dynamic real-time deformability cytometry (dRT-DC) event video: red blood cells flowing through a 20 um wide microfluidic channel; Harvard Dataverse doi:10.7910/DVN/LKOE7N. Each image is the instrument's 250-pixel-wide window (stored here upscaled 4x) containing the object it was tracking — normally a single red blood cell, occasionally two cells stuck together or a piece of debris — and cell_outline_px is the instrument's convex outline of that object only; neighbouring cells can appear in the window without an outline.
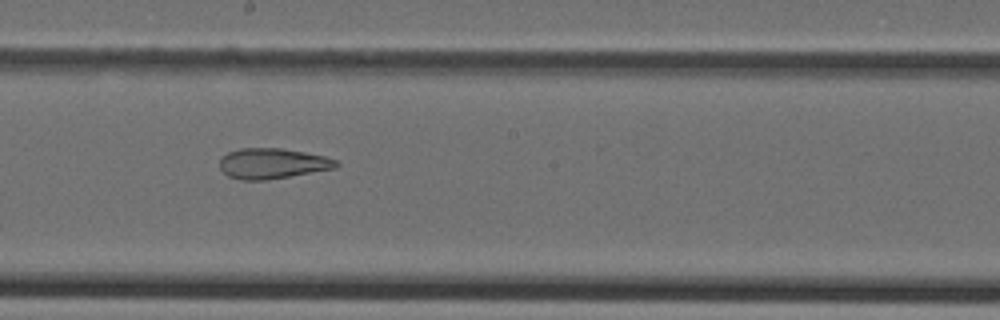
{"species": "Egyptian fruit bat (a non-hibernating species)", "species_latin": "Rousettus aegyptiacus", "temperature_condition": "cold", "stored_images_in_passage": 45, "camera_frame_rate_fps": 3000, "um_per_image_px": 0.085, "animal": {"sex": "female"}, "frame": {"image": 1, "passage_image": 25, "time_ms": 8.0, "image_size_px": [1000, 320], "cell_outline_px": [[340, 164], [336, 168], [264, 180], [240, 180], [228, 176], [220, 168], [220, 156], [228, 152], [240, 148], [280, 148], [304, 152], [324, 156], [340, 160]], "centroid_in_image_um": [23.15, 13.89], "position_along_channel_um": 225.0, "area_um2": 20.69}}
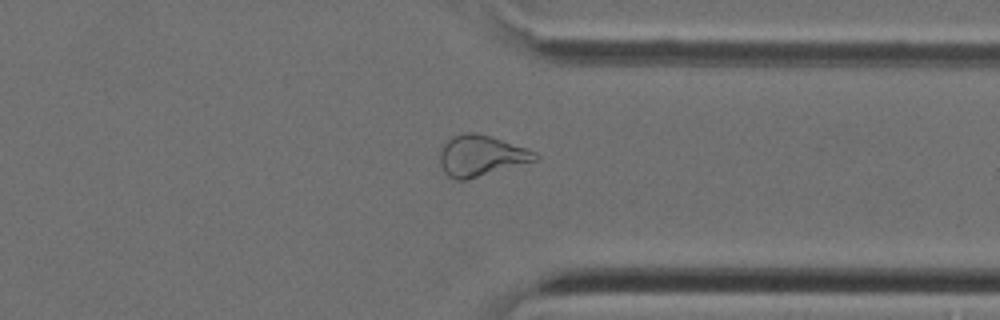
{"frame": {"image": 2, "passage_image": 35, "time_ms": 11.333, "image_size_px": [1000, 320], "cell_outline_px": [[540, 156], [536, 160], [468, 180], [456, 180], [448, 176], [444, 172], [440, 164], [440, 144], [452, 136], [464, 132], [472, 132], [492, 136], [528, 148], [536, 152]], "centroid_in_image_um": [40.86, 13.22], "position_along_channel_um": 370.5, "area_um2": 23.06}}
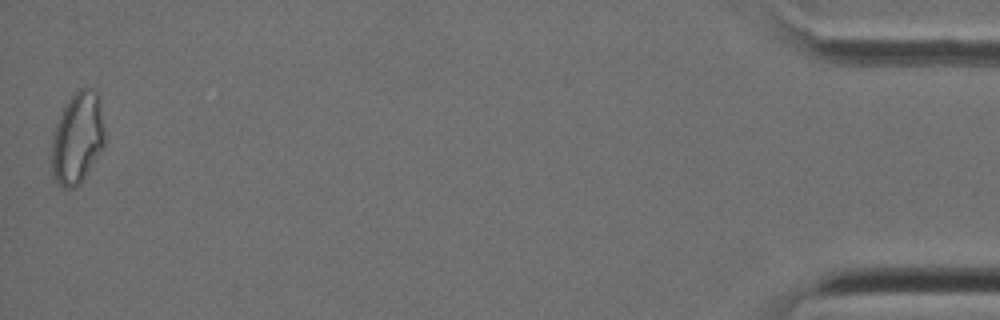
{"frame": {"image": 3, "passage_image": 45, "time_ms": 14.667, "image_size_px": [1000, 320], "cell_outline_px": [[108, 140], [84, 180], [76, 188], [64, 188], [52, 176], [52, 140], [56, 124], [68, 100], [80, 88], [92, 88], [100, 96]], "centroid_in_image_um": [6.65, 11.74], "position_along_channel_um": 428.5, "area_um2": 29.02}}